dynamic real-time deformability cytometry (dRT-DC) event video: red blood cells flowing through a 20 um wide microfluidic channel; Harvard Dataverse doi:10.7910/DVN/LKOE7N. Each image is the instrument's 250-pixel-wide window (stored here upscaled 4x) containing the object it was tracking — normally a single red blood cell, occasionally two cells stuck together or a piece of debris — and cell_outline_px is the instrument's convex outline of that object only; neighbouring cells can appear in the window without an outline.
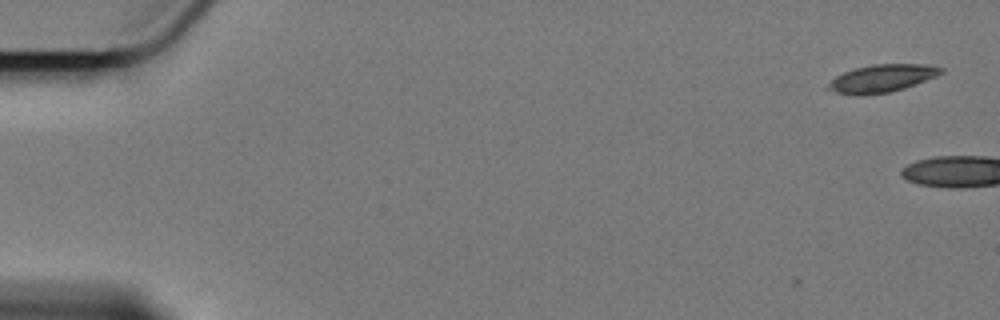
{"species": "Egyptian fruit bat (a non-hibernating species)", "species_latin": "Rousettus aegyptiacus", "temperature_condition": "cold", "stored_images_in_passage": 7, "camera_frame_rate_fps": 3000, "um_per_image_px": 0.085, "animal": {"sex": "female"}, "frame": {"image": 1, "passage_image": 1, "time_ms": 0.0, "image_size_px": [1000, 320], "cell_outline_px": [[944, 72], [936, 76], [904, 88], [892, 92], [860, 96], [856, 96], [836, 92], [824, 88], [836, 76], [844, 72], [856, 68], [872, 64], [928, 64], [944, 68]], "centroid_in_image_um": [74.96, 6.67], "position_along_channel_um": 10.0, "area_um2": 18.32}}